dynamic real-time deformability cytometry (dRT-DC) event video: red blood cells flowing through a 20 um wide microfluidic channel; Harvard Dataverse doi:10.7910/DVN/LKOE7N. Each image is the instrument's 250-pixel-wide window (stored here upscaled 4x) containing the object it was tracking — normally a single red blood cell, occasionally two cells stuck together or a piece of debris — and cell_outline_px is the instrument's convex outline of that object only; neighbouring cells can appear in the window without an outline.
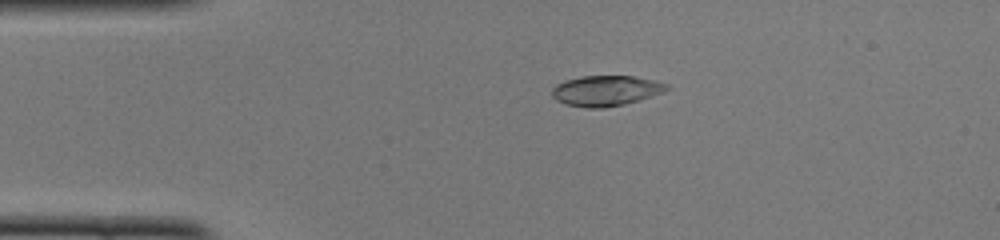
{"species": "common noctule bat (a hibernating species)", "species_latin": "Nyctalus noctula", "temperature_condition": "cold", "stored_images_in_passage": 24, "camera_frame_rate_fps": 3000, "um_per_image_px": 0.085, "animal": {"sex": "female", "body_mass_g": 22.0, "forearm_length_mm": 56.7}, "frame": {"image": 1, "passage_image": 2, "time_ms": 0.333, "image_size_px": [1000, 240], "cell_outline_px": [[668, 88], [660, 92], [624, 104], [604, 108], [588, 108], [564, 104], [556, 100], [552, 96], [552, 88], [556, 84], [564, 80], [580, 76], [632, 76], [652, 80], [668, 84]], "centroid_in_image_um": [51.4, 7.71], "position_along_channel_um": 33.6, "area_um2": 20.06}}
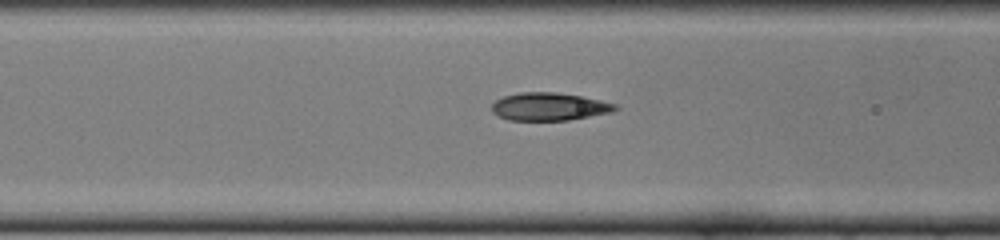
{"frame": {"image": 2, "passage_image": 11, "time_ms": 3.333, "image_size_px": [1000, 240], "cell_outline_px": [[620, 108], [612, 112], [568, 120], [508, 120], [492, 112], [492, 104], [496, 100], [504, 96], [520, 92], [556, 92], [584, 96], [616, 104]], "centroid_in_image_um": [46.71, 9.05], "position_along_channel_um": 119.9, "area_um2": 20.06}}
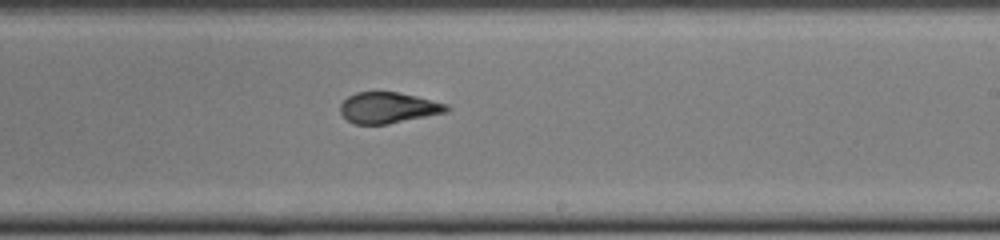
{"frame": {"image": 3, "passage_image": 21, "time_ms": 6.667, "image_size_px": [1000, 240], "cell_outline_px": [[452, 108], [448, 112], [388, 124], [352, 124], [340, 112], [340, 104], [348, 96], [356, 92], [396, 92], [416, 96], [448, 104]], "centroid_in_image_um": [33.02, 9.16], "position_along_channel_um": 256.0, "area_um2": 19.25}}